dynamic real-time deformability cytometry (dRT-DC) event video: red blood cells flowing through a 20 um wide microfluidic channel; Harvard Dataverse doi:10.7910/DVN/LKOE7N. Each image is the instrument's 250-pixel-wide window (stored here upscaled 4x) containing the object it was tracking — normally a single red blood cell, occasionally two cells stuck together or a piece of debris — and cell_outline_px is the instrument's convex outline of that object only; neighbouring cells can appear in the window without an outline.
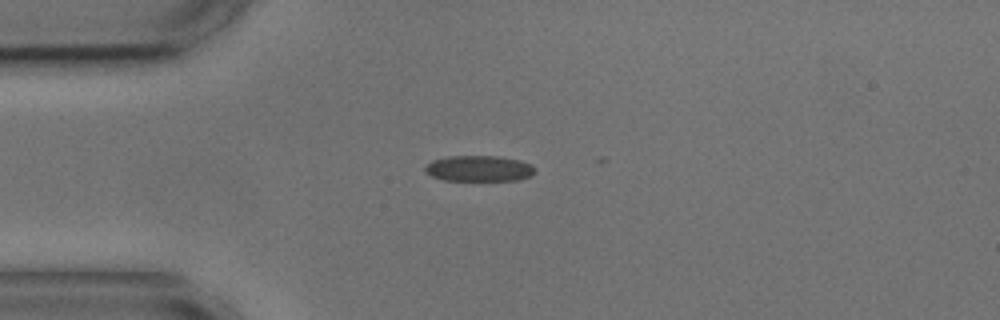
{"species": "common noctule bat (a hibernating species)", "species_latin": "Nyctalus noctula", "temperature_condition": "cold", "stored_images_in_passage": 3, "camera_frame_rate_fps": 3000, "um_per_image_px": 0.085, "animal": {"sex": "male", "body_mass_g": 17.9, "forearm_length_mm": 54.2}, "frame": {"image": 1, "passage_image": 1, "time_ms": 0.0, "image_size_px": [1000, 320], "cell_outline_px": [[536, 172], [532, 176], [516, 180], [444, 180], [432, 176], [424, 172], [424, 164], [432, 160], [448, 156], [496, 156], [520, 160], [532, 164], [536, 168]], "centroid_in_image_um": [40.71, 14.32], "position_along_channel_um": 44.3, "area_um2": 16.76}}
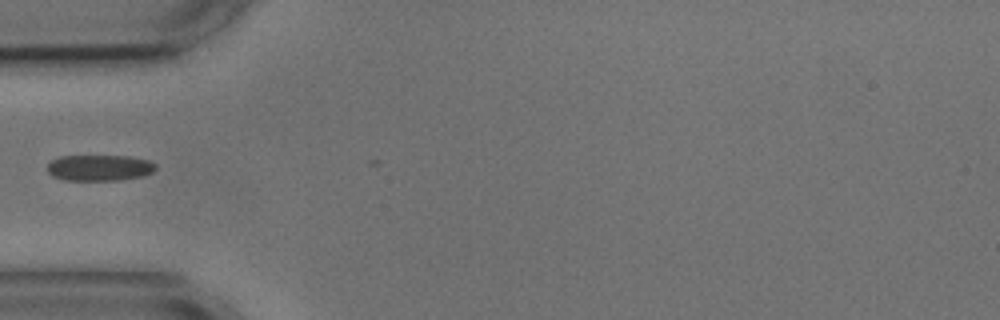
{"frame": {"image": 2, "passage_image": 2, "time_ms": 1.333, "image_size_px": [1000, 320], "cell_outline_px": [[156, 168], [152, 172], [144, 176], [120, 180], [64, 180], [52, 176], [48, 172], [48, 164], [52, 160], [60, 156], [132, 156], [148, 160], [156, 164]], "centroid_in_image_um": [8.47, 14.26], "position_along_channel_um": 76.5, "area_um2": 16.53}}